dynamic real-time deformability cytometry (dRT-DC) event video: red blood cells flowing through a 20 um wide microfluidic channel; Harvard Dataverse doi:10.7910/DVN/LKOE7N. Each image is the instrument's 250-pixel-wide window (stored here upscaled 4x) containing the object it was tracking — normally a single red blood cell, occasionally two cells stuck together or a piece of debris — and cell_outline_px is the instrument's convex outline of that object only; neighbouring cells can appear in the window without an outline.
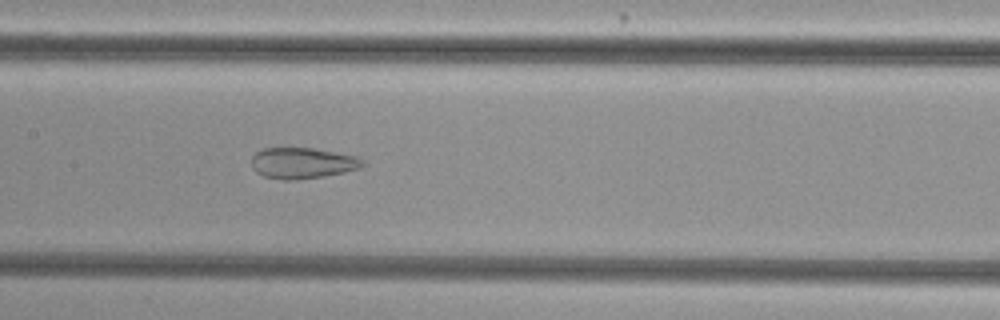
{"species": "common noctule bat (a hibernating species)", "species_latin": "Nyctalus noctula", "temperature_condition": "cold", "stored_images_in_passage": 50, "camera_frame_rate_fps": 3000, "um_per_image_px": 0.085, "animal": {"sex": "female", "body_mass_g": 29.2, "forearm_length_mm": 56.3}, "frame": {"image": 1, "passage_image": 24, "time_ms": 7.667, "image_size_px": [1000, 320], "cell_outline_px": [[364, 164], [360, 168], [344, 172], [324, 176], [296, 180], [284, 180], [264, 176], [256, 172], [252, 168], [252, 156], [256, 152], [264, 148], [312, 148], [336, 152], [356, 156], [364, 160]], "centroid_in_image_um": [25.7, 13.86], "position_along_channel_um": 181.7, "area_um2": 20.06}}
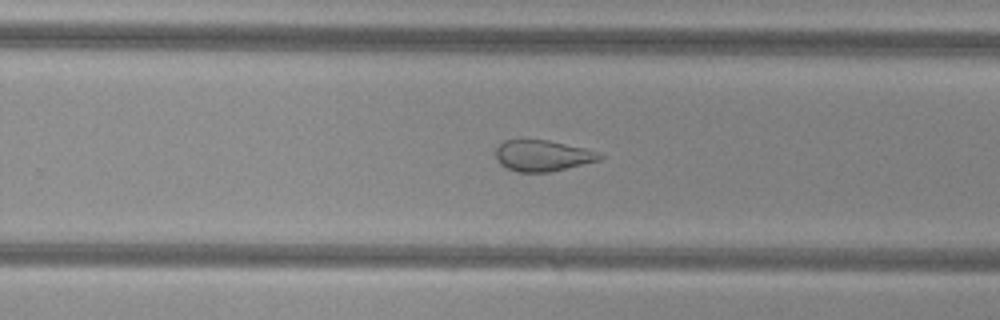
{"frame": {"image": 2, "passage_image": 32, "time_ms": 10.333, "image_size_px": [1000, 320], "cell_outline_px": [[604, 156], [600, 160], [548, 172], [516, 172], [500, 164], [496, 160], [496, 148], [504, 140], [548, 140], [584, 148], [596, 152]], "centroid_in_image_um": [46.08, 13.23], "position_along_channel_um": 283.7, "area_um2": 18.61}}
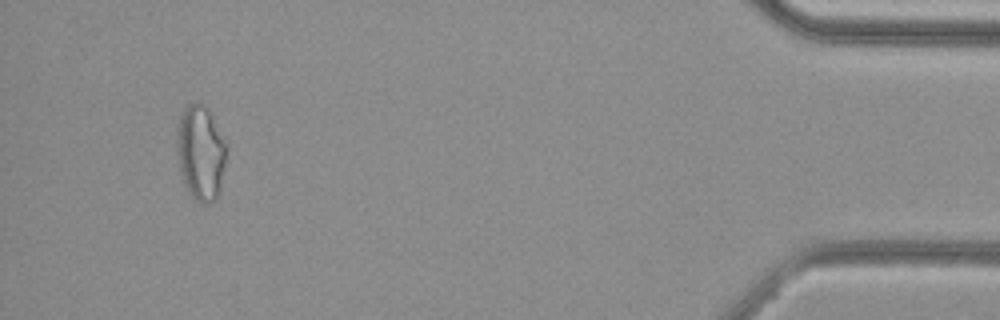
{"frame": {"image": 3, "passage_image": 48, "time_ms": 15.667, "image_size_px": [1000, 320], "cell_outline_px": [[228, 148], [220, 192], [216, 200], [204, 204], [196, 200], [192, 196], [184, 184], [180, 172], [176, 152], [176, 124], [180, 112], [188, 104], [196, 100], [200, 100], [212, 112], [228, 140]], "centroid_in_image_um": [17.08, 12.88], "position_along_channel_um": 418.1, "area_um2": 29.02}}